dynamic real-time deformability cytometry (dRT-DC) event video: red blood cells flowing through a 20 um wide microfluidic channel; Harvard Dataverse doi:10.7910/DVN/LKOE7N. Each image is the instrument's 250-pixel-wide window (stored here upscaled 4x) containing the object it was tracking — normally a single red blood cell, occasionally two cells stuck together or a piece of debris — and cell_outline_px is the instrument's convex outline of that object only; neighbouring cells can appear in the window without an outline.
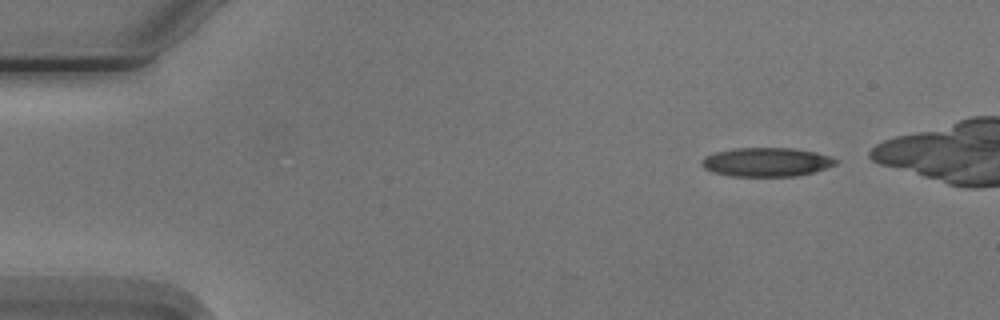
{"species": "Egyptian fruit bat (a non-hibernating species)", "species_latin": "Rousettus aegyptiacus", "temperature_condition": "cold", "stored_images_in_passage": 4, "camera_frame_rate_fps": 3000, "um_per_image_px": 0.085, "animal": {"sex": "male"}, "frame": {"image": 1, "passage_image": 1, "time_ms": 0.0, "image_size_px": [1000, 320], "cell_outline_px": [[840, 160], [836, 164], [812, 172], [796, 176], [732, 176], [712, 172], [704, 168], [700, 164], [700, 160], [704, 156], [716, 152], [732, 148], [792, 148], [816, 152], [832, 156]], "centroid_in_image_um": [65.13, 13.77], "position_along_channel_um": 19.9, "area_um2": 22.72}}